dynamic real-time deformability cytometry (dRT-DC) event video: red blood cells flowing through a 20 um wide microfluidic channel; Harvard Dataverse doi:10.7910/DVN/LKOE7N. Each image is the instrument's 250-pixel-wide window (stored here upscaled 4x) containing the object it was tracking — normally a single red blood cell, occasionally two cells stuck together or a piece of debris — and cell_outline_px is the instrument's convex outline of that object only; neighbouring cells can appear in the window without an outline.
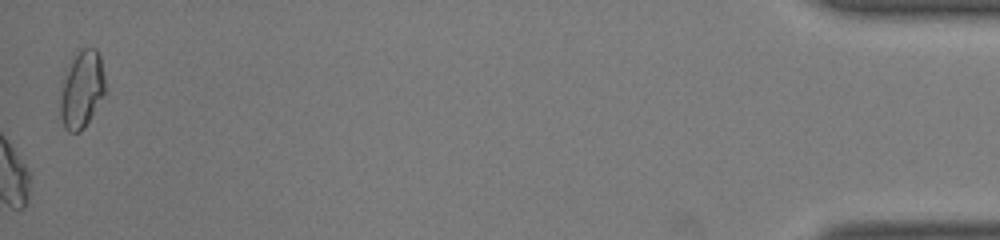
{"species": "common noctule bat (a hibernating species)", "species_latin": "Nyctalus noctula", "temperature_condition": "room temperature", "stored_images_in_passage": 41, "camera_frame_rate_fps": 3000, "um_per_image_px": 0.085, "animal": {"sex": "male", "body_mass_g": 19.0, "forearm_length_mm": 50.8}, "frame": {"image": 1, "passage_image": 41, "time_ms": 13.333, "image_size_px": [1000, 240], "cell_outline_px": [[108, 88], [104, 96], [84, 128], [80, 132], [68, 132], [64, 128], [60, 116], [60, 100], [64, 80], [72, 60], [84, 48], [96, 48], [100, 56]], "centroid_in_image_um": [7.0, 7.65], "position_along_channel_um": 428.2, "area_um2": 20.17}}